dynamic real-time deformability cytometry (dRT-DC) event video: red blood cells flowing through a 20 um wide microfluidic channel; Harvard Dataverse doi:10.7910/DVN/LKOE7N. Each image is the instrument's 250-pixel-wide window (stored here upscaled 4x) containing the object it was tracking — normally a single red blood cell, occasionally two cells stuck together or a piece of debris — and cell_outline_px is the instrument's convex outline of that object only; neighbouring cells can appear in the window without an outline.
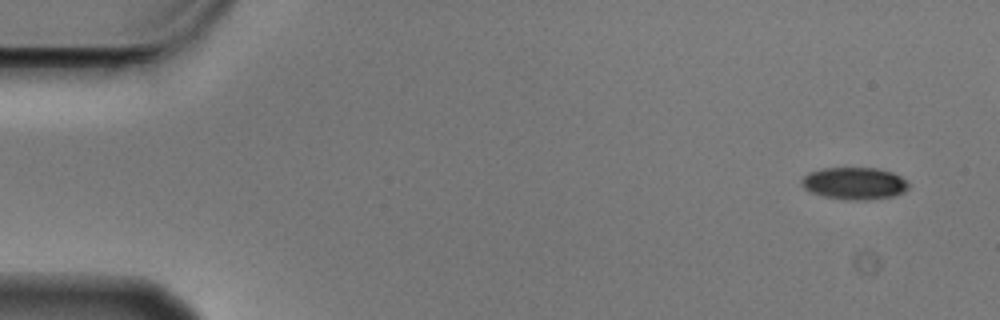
{"species": "Egyptian fruit bat (a non-hibernating species)", "species_latin": "Rousettus aegyptiacus", "temperature_condition": "cold", "stored_images_in_passage": 5, "camera_frame_rate_fps": 3000, "um_per_image_px": 0.085, "animal": {"sex": "male"}, "frame": {"image": 1, "passage_image": 1, "time_ms": 0.0, "image_size_px": [1000, 320], "cell_outline_px": [[908, 188], [904, 192], [892, 196], [864, 200], [852, 200], [824, 196], [812, 192], [804, 188], [800, 184], [800, 180], [808, 172], [820, 168], [876, 168], [892, 172], [900, 176], [908, 184]], "centroid_in_image_um": [72.58, 15.57], "position_along_channel_um": 12.4, "area_um2": 19.94}}